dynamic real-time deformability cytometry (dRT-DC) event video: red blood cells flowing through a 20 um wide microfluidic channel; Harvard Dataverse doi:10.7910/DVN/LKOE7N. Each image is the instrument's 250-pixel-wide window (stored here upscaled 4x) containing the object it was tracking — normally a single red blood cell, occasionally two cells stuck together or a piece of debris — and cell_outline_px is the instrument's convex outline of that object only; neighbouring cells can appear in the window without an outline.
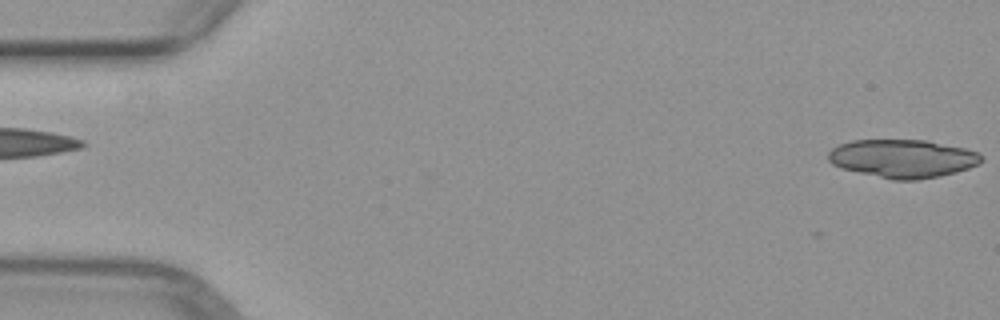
{"species": "common noctule bat (a hibernating species)", "species_latin": "Nyctalus noctula", "temperature_condition": "warm", "stored_images_in_passage": 2, "camera_frame_rate_fps": 3000, "um_per_image_px": 0.085, "animal": {"sex": "female", "body_mass_g": 29.2, "forearm_length_mm": 56.3}, "frame": {"image": 1, "passage_image": 2, "time_ms": 0.333, "image_size_px": [1000, 320], "cell_outline_px": [[980, 164], [956, 172], [940, 176], [916, 180], [892, 180], [844, 168], [832, 164], [828, 160], [828, 152], [832, 148], [840, 144], [852, 140], [924, 140], [964, 148], [980, 152]], "centroid_in_image_um": [76.73, 13.47], "position_along_channel_um": 8.3, "area_um2": 33.87}}